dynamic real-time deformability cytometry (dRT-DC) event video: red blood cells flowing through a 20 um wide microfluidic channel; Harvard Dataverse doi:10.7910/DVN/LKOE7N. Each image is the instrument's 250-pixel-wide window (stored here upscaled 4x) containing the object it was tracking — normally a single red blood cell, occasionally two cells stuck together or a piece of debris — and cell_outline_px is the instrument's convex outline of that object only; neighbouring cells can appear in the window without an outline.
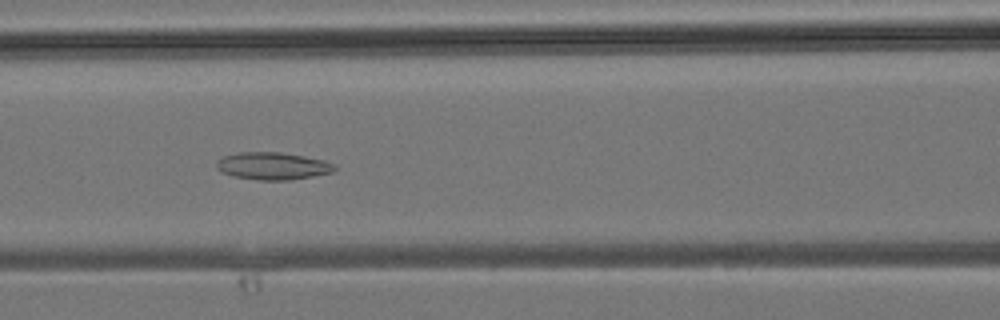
{"species": "common noctule bat (a hibernating species)", "species_latin": "Nyctalus noctula", "temperature_condition": "room temperature", "stored_images_in_passage": 37, "camera_frame_rate_fps": 3000, "um_per_image_px": 0.085, "animal": {"sex": "male", "body_mass_g": 19.2, "forearm_length_mm": 51.8}, "frame": {"image": 1, "passage_image": 16, "time_ms": 5.0, "image_size_px": [1000, 320], "cell_outline_px": [[336, 168], [332, 172], [312, 176], [288, 180], [260, 180], [232, 176], [220, 172], [216, 168], [216, 160], [224, 156], [236, 152], [280, 152], [304, 156], [324, 160], [336, 164]], "centroid_in_image_um": [23.14, 14.1], "position_along_channel_um": 143.5, "area_um2": 18.96}}
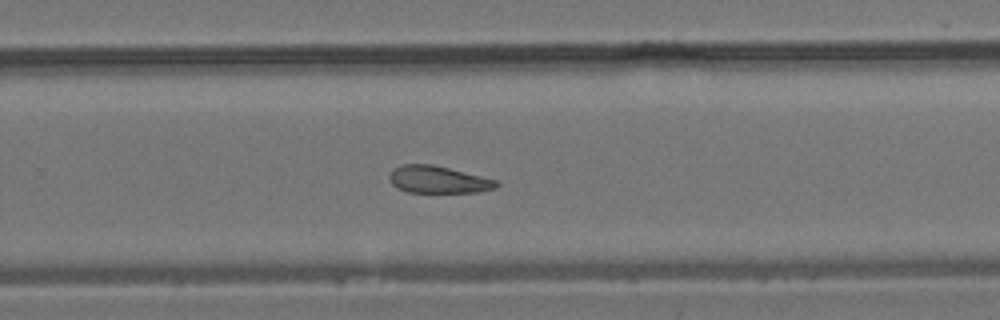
{"frame": {"image": 2, "passage_image": 24, "time_ms": 7.667, "image_size_px": [1000, 320], "cell_outline_px": [[500, 184], [496, 188], [476, 192], [408, 192], [396, 188], [392, 184], [388, 176], [392, 168], [400, 164], [432, 164], [496, 180]], "centroid_in_image_um": [37.18, 15.26], "position_along_channel_um": 292.6, "area_um2": 16.94}}
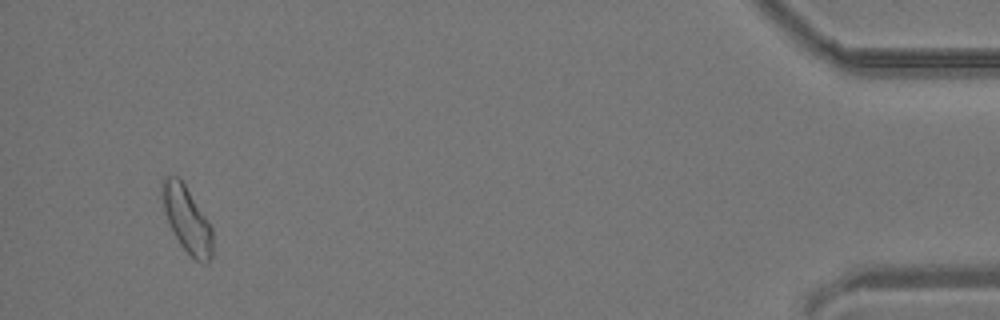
{"frame": {"image": 3, "passage_image": 35, "time_ms": 11.333, "image_size_px": [1000, 320], "cell_outline_px": [[212, 256], [208, 264], [200, 264], [180, 244], [168, 220], [164, 208], [160, 192], [160, 180], [164, 176], [176, 176], [184, 184], [212, 228]], "centroid_in_image_um": [15.87, 18.65], "position_along_channel_um": 419.3, "area_um2": 19.07}}